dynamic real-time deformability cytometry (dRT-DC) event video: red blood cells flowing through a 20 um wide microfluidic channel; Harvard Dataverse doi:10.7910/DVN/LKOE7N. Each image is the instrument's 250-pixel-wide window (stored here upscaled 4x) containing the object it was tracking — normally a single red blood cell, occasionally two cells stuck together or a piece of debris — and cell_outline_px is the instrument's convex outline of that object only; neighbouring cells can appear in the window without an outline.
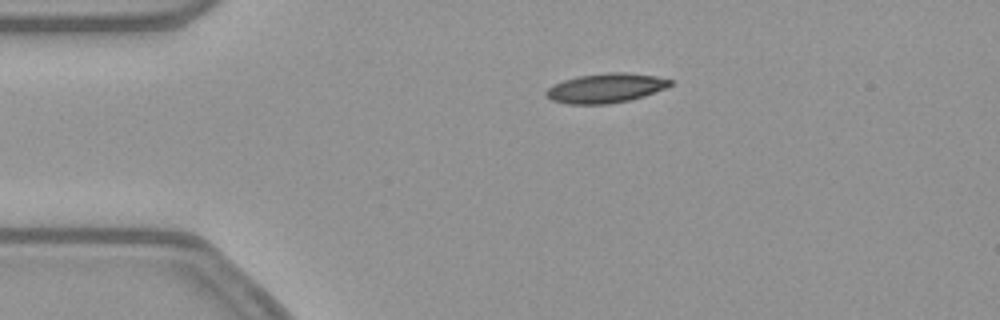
{"species": "common noctule bat (a hibernating species)", "species_latin": "Nyctalus noctula", "temperature_condition": "warm", "stored_images_in_passage": 43, "camera_frame_rate_fps": 3000, "um_per_image_px": 0.085, "animal": {"sex": "female", "body_mass_g": 21.9}, "frame": {"image": 1, "passage_image": 1, "time_ms": 0.0, "image_size_px": [1000, 320], "cell_outline_px": [[672, 84], [664, 88], [644, 96], [628, 100], [608, 104], [568, 104], [552, 100], [544, 92], [552, 84], [576, 76], [608, 72], [624, 72], [656, 76], [672, 80]], "centroid_in_image_um": [51.46, 7.48], "position_along_channel_um": 33.5, "area_um2": 21.21}}
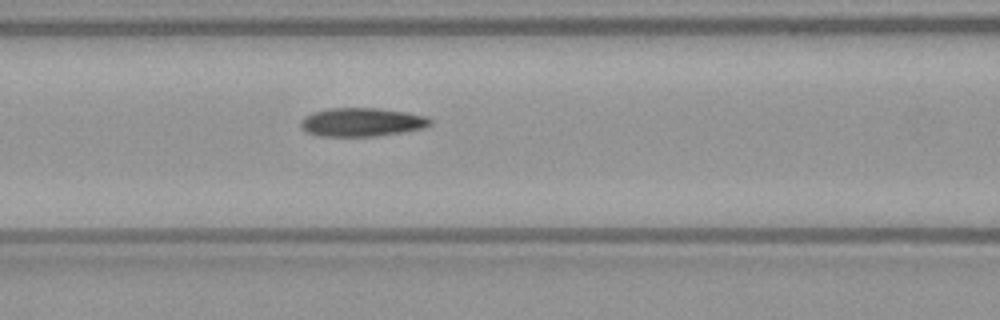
{"frame": {"image": 2, "passage_image": 12, "time_ms": 3.667, "image_size_px": [1000, 320], "cell_outline_px": [[432, 124], [428, 128], [404, 132], [372, 136], [320, 136], [308, 132], [300, 124], [300, 120], [304, 116], [312, 112], [328, 108], [380, 108], [408, 112], [428, 116], [432, 120]], "centroid_in_image_um": [30.82, 10.37], "position_along_channel_um": 135.8, "area_um2": 21.85}}
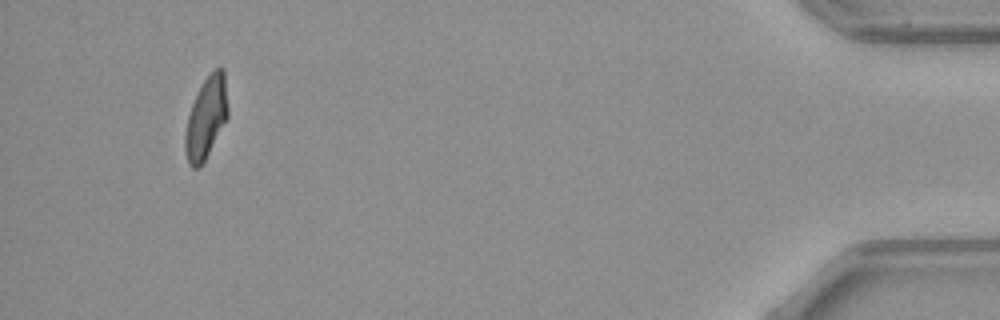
{"frame": {"image": 3, "passage_image": 40, "time_ms": 13.0, "image_size_px": [1000, 320], "cell_outline_px": [[228, 116], [200, 168], [192, 168], [188, 164], [184, 148], [184, 136], [188, 116], [196, 92], [212, 68], [220, 64], [224, 68], [228, 108]], "centroid_in_image_um": [17.52, 9.95], "position_along_channel_um": 417.7, "area_um2": 20.58}, "authors_computed_cell_mechanics": {"area_um2": 21.5594, "velocity_mm_per_s": 3.8694, "shape_relaxation_time_tau1_ms": null, "shape_relaxation_time_tau2_ms": 3.1959, "deformation_change_tau1": null, "deformation_change_tau2": 0.1124}}